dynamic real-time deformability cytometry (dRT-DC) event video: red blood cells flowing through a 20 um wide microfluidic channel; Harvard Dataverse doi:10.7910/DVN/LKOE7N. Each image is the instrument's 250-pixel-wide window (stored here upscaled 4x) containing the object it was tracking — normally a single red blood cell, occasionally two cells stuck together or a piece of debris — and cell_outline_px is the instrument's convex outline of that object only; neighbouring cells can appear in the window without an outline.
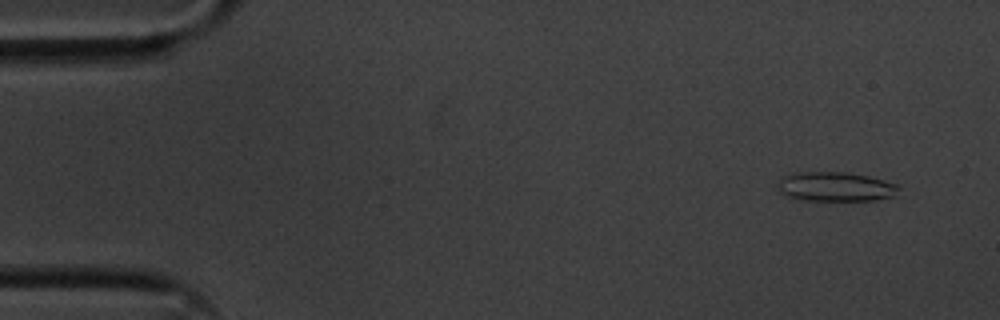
{"species": "common noctule bat (a hibernating species)", "species_latin": "Nyctalus noctula", "temperature_condition": "cold", "stored_images_in_passage": 4, "camera_frame_rate_fps": 3000, "um_per_image_px": 0.085, "animal": {"sex": "male", "body_mass_g": 20.1, "forearm_length_mm": 53.5}, "frame": {"image": 1, "passage_image": 4, "time_ms": 1.0, "image_size_px": [1000, 320], "cell_outline_px": [[900, 188], [896, 196], [876, 200], [804, 200], [788, 196], [780, 192], [776, 184], [784, 176], [796, 172], [844, 172], [868, 176], [884, 180], [896, 184]], "centroid_in_image_um": [71.04, 15.87], "position_along_channel_um": 14.0, "area_um2": 20.69}}